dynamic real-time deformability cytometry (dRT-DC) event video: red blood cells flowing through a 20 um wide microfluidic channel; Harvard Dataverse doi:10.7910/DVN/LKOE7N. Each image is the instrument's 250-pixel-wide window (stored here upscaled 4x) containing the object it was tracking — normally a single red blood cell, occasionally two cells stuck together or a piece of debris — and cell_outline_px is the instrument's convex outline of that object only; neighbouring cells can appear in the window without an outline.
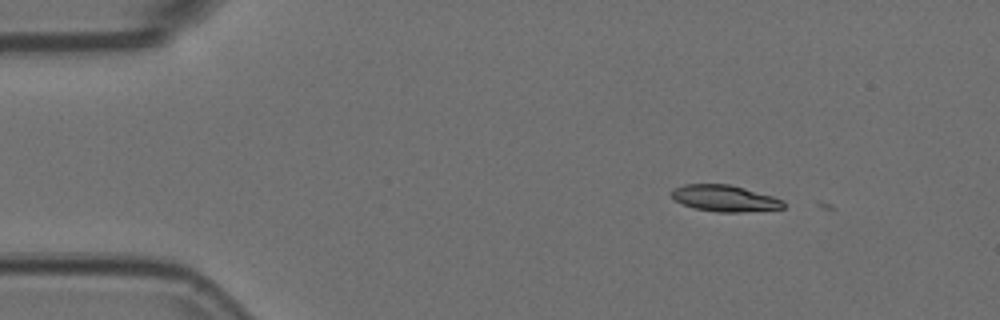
{"species": "Egyptian fruit bat (a non-hibernating species)", "species_latin": "Rousettus aegyptiacus", "temperature_condition": "room temperature", "stored_images_in_passage": 5, "camera_frame_rate_fps": 3000, "um_per_image_px": 0.085, "animal": {"sex": "female"}, "frame": {"image": 1, "passage_image": 4, "time_ms": 1.0, "image_size_px": [1000, 320], "cell_outline_px": [[784, 208], [744, 212], [716, 212], [692, 208], [676, 200], [668, 192], [684, 184], [728, 184], [744, 188], [772, 196], [784, 200]], "centroid_in_image_um": [61.59, 16.86], "position_along_channel_um": 23.4, "area_um2": 17.17}}